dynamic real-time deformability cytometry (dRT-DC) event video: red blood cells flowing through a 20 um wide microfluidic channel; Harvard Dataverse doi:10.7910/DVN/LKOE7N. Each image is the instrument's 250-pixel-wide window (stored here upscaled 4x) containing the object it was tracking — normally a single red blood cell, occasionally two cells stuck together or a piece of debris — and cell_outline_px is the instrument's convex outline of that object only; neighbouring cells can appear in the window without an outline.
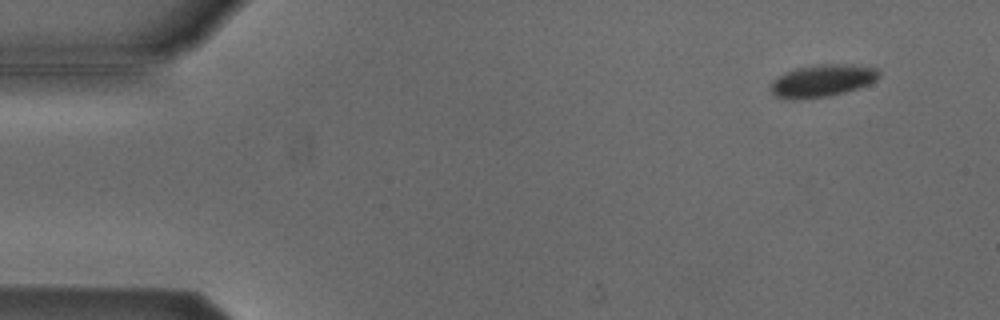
{"species": "Egyptian fruit bat (a non-hibernating species)", "species_latin": "Rousettus aegyptiacus", "temperature_condition": "cold", "stored_images_in_passage": 50, "camera_frame_rate_fps": 3000, "um_per_image_px": 0.085, "animal": {"sex": "male"}, "frame": {"image": 1, "passage_image": 1, "time_ms": 0.0, "image_size_px": [1000, 320], "cell_outline_px": [[880, 76], [876, 80], [860, 88], [828, 96], [804, 100], [788, 100], [772, 96], [768, 88], [768, 84], [772, 80], [784, 72], [796, 68], [816, 64], [852, 64], [876, 68], [880, 72]], "centroid_in_image_um": [69.81, 6.88], "position_along_channel_um": 15.2, "area_um2": 21.1}}
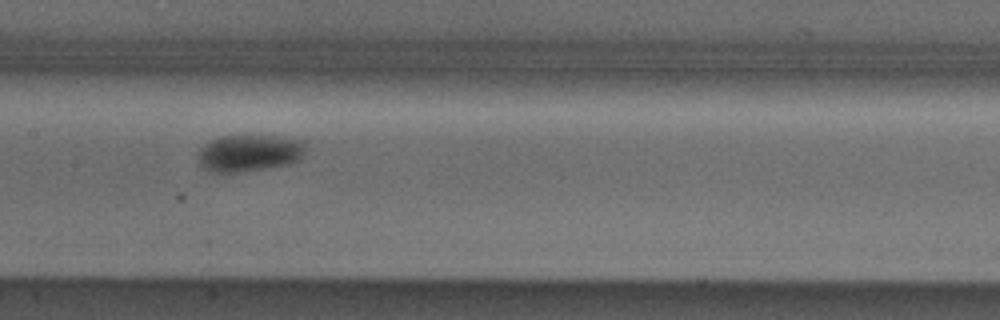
{"frame": {"image": 2, "passage_image": 23, "time_ms": 7.333, "image_size_px": [1000, 320], "cell_outline_px": [[304, 152], [296, 160], [288, 164], [264, 168], [236, 172], [208, 172], [200, 168], [196, 160], [200, 148], [204, 144], [212, 140], [224, 136], [280, 136], [304, 140]], "centroid_in_image_um": [21.11, 13.01], "position_along_channel_um": 186.3, "area_um2": 23.12}}
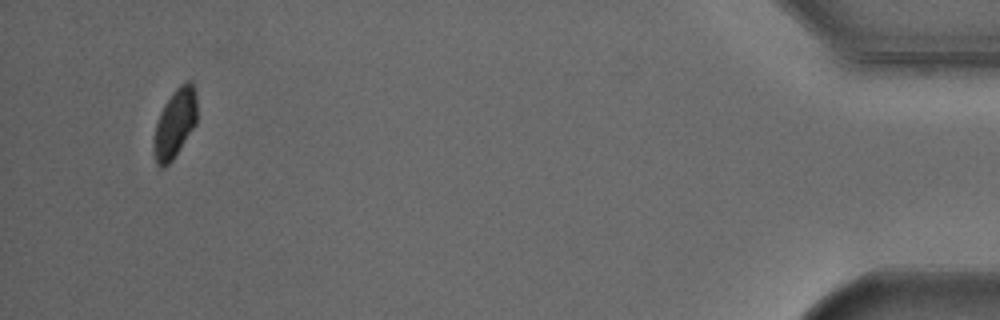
{"frame": {"image": 3, "passage_image": 48, "time_ms": 15.667, "image_size_px": [1000, 320], "cell_outline_px": [[196, 124], [172, 160], [164, 168], [160, 168], [156, 164], [152, 148], [152, 140], [156, 124], [160, 112], [164, 104], [172, 92], [180, 84], [188, 80], [192, 84], [196, 92]], "centroid_in_image_um": [14.83, 10.51], "position_along_channel_um": 420.4, "area_um2": 17.51}, "authors_computed_cell_mechanics": {"area_um2": 21.9351, "velocity_mm_per_s": 3.8004, "shape_relaxation_time_tau1_ms": 0.8923, "shape_relaxation_time_tau2_ms": null, "deformation_change_tau1": 0.0514, "deformation_change_tau2": null}}